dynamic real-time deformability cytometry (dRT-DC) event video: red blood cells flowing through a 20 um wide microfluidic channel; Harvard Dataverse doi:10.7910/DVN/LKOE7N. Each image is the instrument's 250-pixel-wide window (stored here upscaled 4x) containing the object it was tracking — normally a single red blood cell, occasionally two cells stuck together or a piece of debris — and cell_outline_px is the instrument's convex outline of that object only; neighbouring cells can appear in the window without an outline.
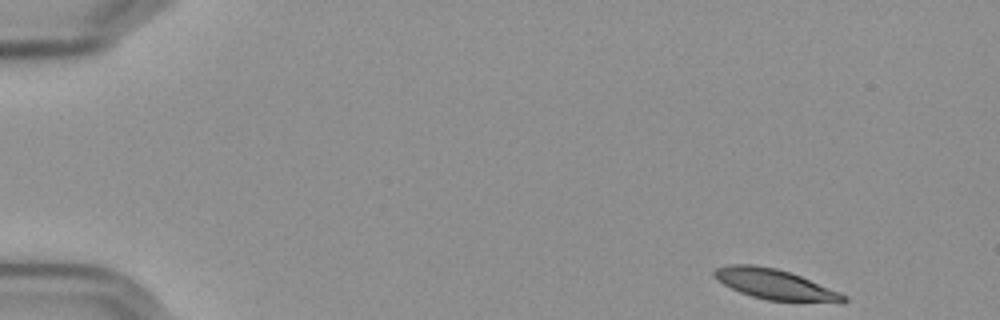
{"species": "Egyptian fruit bat (a non-hibernating species)", "species_latin": "Rousettus aegyptiacus", "temperature_condition": "cold", "stored_images_in_passage": 53, "camera_frame_rate_fps": 3000, "um_per_image_px": 0.085, "frame": {"image": 1, "passage_image": 1, "time_ms": 0.0, "image_size_px": [1000, 320], "cell_outline_px": [[848, 300], [844, 304], [840, 304], [768, 300], [752, 296], [740, 292], [716, 280], [712, 276], [712, 272], [716, 268], [728, 264], [752, 264], [776, 268], [800, 276], [840, 292], [848, 296]], "centroid_in_image_um": [65.93, 24.19], "position_along_channel_um": 19.1, "area_um2": 23.18}}
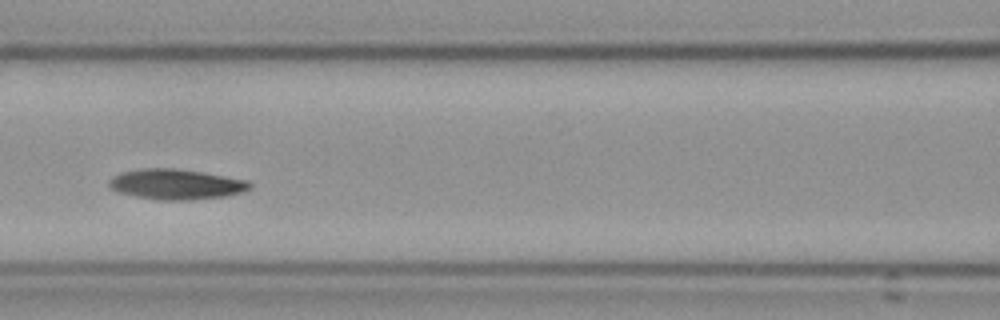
{"frame": {"image": 2, "passage_image": 22, "time_ms": 7.0, "image_size_px": [1000, 320], "cell_outline_px": [[252, 188], [244, 192], [228, 196], [192, 200], [156, 200], [116, 192], [108, 188], [108, 180], [112, 176], [120, 172], [144, 168], [172, 168], [200, 172], [248, 180], [252, 184]], "centroid_in_image_um": [14.95, 15.67], "position_along_channel_um": 151.7, "area_um2": 25.2}}
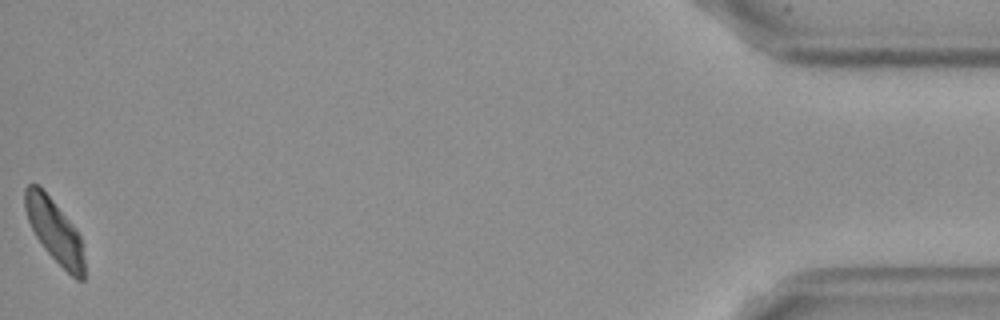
{"frame": {"image": 3, "passage_image": 53, "time_ms": 17.333, "image_size_px": [1000, 320], "cell_outline_px": [[84, 280], [76, 280], [44, 248], [36, 236], [28, 220], [24, 208], [24, 188], [28, 184], [36, 184], [52, 200], [76, 228], [80, 236], [84, 260]], "centroid_in_image_um": [4.63, 19.62], "position_along_channel_um": 430.6, "area_um2": 21.39}, "authors_computed_cell_mechanics": {"area_um2": 23.8714, "velocity_mm_per_s": 3.5509, "shape_relaxation_time_tau1_ms": 3.4859, "shape_relaxation_time_tau2_ms": null, "deformation_change_tau1": 0.127, "deformation_change_tau2": null}}